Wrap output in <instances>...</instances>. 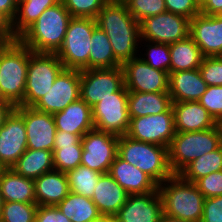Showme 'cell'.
Here are the masks:
<instances>
[{
    "label": "cell",
    "mask_w": 222,
    "mask_h": 222,
    "mask_svg": "<svg viewBox=\"0 0 222 222\" xmlns=\"http://www.w3.org/2000/svg\"><path fill=\"white\" fill-rule=\"evenodd\" d=\"M35 222H71L56 206H38Z\"/></svg>",
    "instance_id": "obj_45"
},
{
    "label": "cell",
    "mask_w": 222,
    "mask_h": 222,
    "mask_svg": "<svg viewBox=\"0 0 222 222\" xmlns=\"http://www.w3.org/2000/svg\"><path fill=\"white\" fill-rule=\"evenodd\" d=\"M96 19L72 17L60 49L56 52L64 69H88L93 30Z\"/></svg>",
    "instance_id": "obj_7"
},
{
    "label": "cell",
    "mask_w": 222,
    "mask_h": 222,
    "mask_svg": "<svg viewBox=\"0 0 222 222\" xmlns=\"http://www.w3.org/2000/svg\"><path fill=\"white\" fill-rule=\"evenodd\" d=\"M0 194L4 202L36 203L33 179L16 174L11 168L0 173Z\"/></svg>",
    "instance_id": "obj_27"
},
{
    "label": "cell",
    "mask_w": 222,
    "mask_h": 222,
    "mask_svg": "<svg viewBox=\"0 0 222 222\" xmlns=\"http://www.w3.org/2000/svg\"><path fill=\"white\" fill-rule=\"evenodd\" d=\"M72 17L96 19L104 7L103 0H61Z\"/></svg>",
    "instance_id": "obj_39"
},
{
    "label": "cell",
    "mask_w": 222,
    "mask_h": 222,
    "mask_svg": "<svg viewBox=\"0 0 222 222\" xmlns=\"http://www.w3.org/2000/svg\"><path fill=\"white\" fill-rule=\"evenodd\" d=\"M140 39L172 44L189 36L190 19L165 12L144 18L139 22Z\"/></svg>",
    "instance_id": "obj_11"
},
{
    "label": "cell",
    "mask_w": 222,
    "mask_h": 222,
    "mask_svg": "<svg viewBox=\"0 0 222 222\" xmlns=\"http://www.w3.org/2000/svg\"><path fill=\"white\" fill-rule=\"evenodd\" d=\"M198 102L216 122L222 120V86H208Z\"/></svg>",
    "instance_id": "obj_41"
},
{
    "label": "cell",
    "mask_w": 222,
    "mask_h": 222,
    "mask_svg": "<svg viewBox=\"0 0 222 222\" xmlns=\"http://www.w3.org/2000/svg\"><path fill=\"white\" fill-rule=\"evenodd\" d=\"M139 45H141L139 46V49L144 46L139 51L143 52L145 50L146 52L144 51V54L139 52L140 54H138V57H140L151 67L170 73L171 59L169 44L151 42L148 40L140 39Z\"/></svg>",
    "instance_id": "obj_36"
},
{
    "label": "cell",
    "mask_w": 222,
    "mask_h": 222,
    "mask_svg": "<svg viewBox=\"0 0 222 222\" xmlns=\"http://www.w3.org/2000/svg\"><path fill=\"white\" fill-rule=\"evenodd\" d=\"M109 174L128 194H146L158 189V184L150 176L118 154L111 164Z\"/></svg>",
    "instance_id": "obj_20"
},
{
    "label": "cell",
    "mask_w": 222,
    "mask_h": 222,
    "mask_svg": "<svg viewBox=\"0 0 222 222\" xmlns=\"http://www.w3.org/2000/svg\"><path fill=\"white\" fill-rule=\"evenodd\" d=\"M11 42H6L4 40H0V55L1 52L10 44Z\"/></svg>",
    "instance_id": "obj_53"
},
{
    "label": "cell",
    "mask_w": 222,
    "mask_h": 222,
    "mask_svg": "<svg viewBox=\"0 0 222 222\" xmlns=\"http://www.w3.org/2000/svg\"><path fill=\"white\" fill-rule=\"evenodd\" d=\"M167 12L192 19L200 13V0H164Z\"/></svg>",
    "instance_id": "obj_43"
},
{
    "label": "cell",
    "mask_w": 222,
    "mask_h": 222,
    "mask_svg": "<svg viewBox=\"0 0 222 222\" xmlns=\"http://www.w3.org/2000/svg\"><path fill=\"white\" fill-rule=\"evenodd\" d=\"M14 109L24 118L27 132V149L53 152L56 134L53 114L38 111L33 107L19 105Z\"/></svg>",
    "instance_id": "obj_16"
},
{
    "label": "cell",
    "mask_w": 222,
    "mask_h": 222,
    "mask_svg": "<svg viewBox=\"0 0 222 222\" xmlns=\"http://www.w3.org/2000/svg\"><path fill=\"white\" fill-rule=\"evenodd\" d=\"M159 222H190V221H186V220H182V219H178V218H174V217H170L166 214H162Z\"/></svg>",
    "instance_id": "obj_50"
},
{
    "label": "cell",
    "mask_w": 222,
    "mask_h": 222,
    "mask_svg": "<svg viewBox=\"0 0 222 222\" xmlns=\"http://www.w3.org/2000/svg\"><path fill=\"white\" fill-rule=\"evenodd\" d=\"M208 85L199 68L169 73V94L172 103L199 101Z\"/></svg>",
    "instance_id": "obj_21"
},
{
    "label": "cell",
    "mask_w": 222,
    "mask_h": 222,
    "mask_svg": "<svg viewBox=\"0 0 222 222\" xmlns=\"http://www.w3.org/2000/svg\"><path fill=\"white\" fill-rule=\"evenodd\" d=\"M61 0H24L17 5V11L12 20V28L18 38L31 24H33L42 12Z\"/></svg>",
    "instance_id": "obj_33"
},
{
    "label": "cell",
    "mask_w": 222,
    "mask_h": 222,
    "mask_svg": "<svg viewBox=\"0 0 222 222\" xmlns=\"http://www.w3.org/2000/svg\"><path fill=\"white\" fill-rule=\"evenodd\" d=\"M217 16H219L220 18H222V11H220Z\"/></svg>",
    "instance_id": "obj_56"
},
{
    "label": "cell",
    "mask_w": 222,
    "mask_h": 222,
    "mask_svg": "<svg viewBox=\"0 0 222 222\" xmlns=\"http://www.w3.org/2000/svg\"><path fill=\"white\" fill-rule=\"evenodd\" d=\"M91 222H115V219L112 216L101 215Z\"/></svg>",
    "instance_id": "obj_51"
},
{
    "label": "cell",
    "mask_w": 222,
    "mask_h": 222,
    "mask_svg": "<svg viewBox=\"0 0 222 222\" xmlns=\"http://www.w3.org/2000/svg\"><path fill=\"white\" fill-rule=\"evenodd\" d=\"M118 155L150 176L158 185L173 173L168 163V148L134 140L127 135L118 140Z\"/></svg>",
    "instance_id": "obj_5"
},
{
    "label": "cell",
    "mask_w": 222,
    "mask_h": 222,
    "mask_svg": "<svg viewBox=\"0 0 222 222\" xmlns=\"http://www.w3.org/2000/svg\"><path fill=\"white\" fill-rule=\"evenodd\" d=\"M163 213L174 218L201 222L205 197L195 183L185 181L179 174L158 185Z\"/></svg>",
    "instance_id": "obj_3"
},
{
    "label": "cell",
    "mask_w": 222,
    "mask_h": 222,
    "mask_svg": "<svg viewBox=\"0 0 222 222\" xmlns=\"http://www.w3.org/2000/svg\"><path fill=\"white\" fill-rule=\"evenodd\" d=\"M176 132H196L213 128L217 122L198 102L172 103Z\"/></svg>",
    "instance_id": "obj_22"
},
{
    "label": "cell",
    "mask_w": 222,
    "mask_h": 222,
    "mask_svg": "<svg viewBox=\"0 0 222 222\" xmlns=\"http://www.w3.org/2000/svg\"><path fill=\"white\" fill-rule=\"evenodd\" d=\"M162 214L163 203L157 189L146 194H129L114 219L115 222H159Z\"/></svg>",
    "instance_id": "obj_18"
},
{
    "label": "cell",
    "mask_w": 222,
    "mask_h": 222,
    "mask_svg": "<svg viewBox=\"0 0 222 222\" xmlns=\"http://www.w3.org/2000/svg\"><path fill=\"white\" fill-rule=\"evenodd\" d=\"M201 222H222V195L204 199Z\"/></svg>",
    "instance_id": "obj_44"
},
{
    "label": "cell",
    "mask_w": 222,
    "mask_h": 222,
    "mask_svg": "<svg viewBox=\"0 0 222 222\" xmlns=\"http://www.w3.org/2000/svg\"><path fill=\"white\" fill-rule=\"evenodd\" d=\"M0 40L14 42L18 40L12 28V21L0 11Z\"/></svg>",
    "instance_id": "obj_46"
},
{
    "label": "cell",
    "mask_w": 222,
    "mask_h": 222,
    "mask_svg": "<svg viewBox=\"0 0 222 222\" xmlns=\"http://www.w3.org/2000/svg\"><path fill=\"white\" fill-rule=\"evenodd\" d=\"M3 203H4V201H3V198H2V196L0 194V212H1V209L3 207Z\"/></svg>",
    "instance_id": "obj_55"
},
{
    "label": "cell",
    "mask_w": 222,
    "mask_h": 222,
    "mask_svg": "<svg viewBox=\"0 0 222 222\" xmlns=\"http://www.w3.org/2000/svg\"><path fill=\"white\" fill-rule=\"evenodd\" d=\"M17 5L16 0H0V11L12 21L17 11Z\"/></svg>",
    "instance_id": "obj_48"
},
{
    "label": "cell",
    "mask_w": 222,
    "mask_h": 222,
    "mask_svg": "<svg viewBox=\"0 0 222 222\" xmlns=\"http://www.w3.org/2000/svg\"><path fill=\"white\" fill-rule=\"evenodd\" d=\"M64 69L56 53H36L30 50L26 87L23 102L19 106L33 107Z\"/></svg>",
    "instance_id": "obj_8"
},
{
    "label": "cell",
    "mask_w": 222,
    "mask_h": 222,
    "mask_svg": "<svg viewBox=\"0 0 222 222\" xmlns=\"http://www.w3.org/2000/svg\"><path fill=\"white\" fill-rule=\"evenodd\" d=\"M36 204L57 206L70 192L66 173L52 170L33 180Z\"/></svg>",
    "instance_id": "obj_24"
},
{
    "label": "cell",
    "mask_w": 222,
    "mask_h": 222,
    "mask_svg": "<svg viewBox=\"0 0 222 222\" xmlns=\"http://www.w3.org/2000/svg\"><path fill=\"white\" fill-rule=\"evenodd\" d=\"M88 69L115 68L121 66V62L115 57L109 37L98 26L93 30L91 37Z\"/></svg>",
    "instance_id": "obj_31"
},
{
    "label": "cell",
    "mask_w": 222,
    "mask_h": 222,
    "mask_svg": "<svg viewBox=\"0 0 222 222\" xmlns=\"http://www.w3.org/2000/svg\"><path fill=\"white\" fill-rule=\"evenodd\" d=\"M26 150L24 118L13 109L0 127V164L4 168H11Z\"/></svg>",
    "instance_id": "obj_17"
},
{
    "label": "cell",
    "mask_w": 222,
    "mask_h": 222,
    "mask_svg": "<svg viewBox=\"0 0 222 222\" xmlns=\"http://www.w3.org/2000/svg\"><path fill=\"white\" fill-rule=\"evenodd\" d=\"M172 106L169 93L128 92V111L130 118L157 115Z\"/></svg>",
    "instance_id": "obj_28"
},
{
    "label": "cell",
    "mask_w": 222,
    "mask_h": 222,
    "mask_svg": "<svg viewBox=\"0 0 222 222\" xmlns=\"http://www.w3.org/2000/svg\"><path fill=\"white\" fill-rule=\"evenodd\" d=\"M222 170V144L214 151L193 160L179 175L188 182L195 183L198 179Z\"/></svg>",
    "instance_id": "obj_34"
},
{
    "label": "cell",
    "mask_w": 222,
    "mask_h": 222,
    "mask_svg": "<svg viewBox=\"0 0 222 222\" xmlns=\"http://www.w3.org/2000/svg\"><path fill=\"white\" fill-rule=\"evenodd\" d=\"M30 49L19 40L11 42L0 55V99L14 107L23 102Z\"/></svg>",
    "instance_id": "obj_4"
},
{
    "label": "cell",
    "mask_w": 222,
    "mask_h": 222,
    "mask_svg": "<svg viewBox=\"0 0 222 222\" xmlns=\"http://www.w3.org/2000/svg\"><path fill=\"white\" fill-rule=\"evenodd\" d=\"M83 136L56 130L53 150L54 170L66 173L81 165Z\"/></svg>",
    "instance_id": "obj_26"
},
{
    "label": "cell",
    "mask_w": 222,
    "mask_h": 222,
    "mask_svg": "<svg viewBox=\"0 0 222 222\" xmlns=\"http://www.w3.org/2000/svg\"><path fill=\"white\" fill-rule=\"evenodd\" d=\"M169 52L171 59L170 72L197 69L204 58L199 46L190 36L169 44Z\"/></svg>",
    "instance_id": "obj_30"
},
{
    "label": "cell",
    "mask_w": 222,
    "mask_h": 222,
    "mask_svg": "<svg viewBox=\"0 0 222 222\" xmlns=\"http://www.w3.org/2000/svg\"><path fill=\"white\" fill-rule=\"evenodd\" d=\"M172 106L163 113L130 118L126 135L134 140L169 147L175 136Z\"/></svg>",
    "instance_id": "obj_12"
},
{
    "label": "cell",
    "mask_w": 222,
    "mask_h": 222,
    "mask_svg": "<svg viewBox=\"0 0 222 222\" xmlns=\"http://www.w3.org/2000/svg\"><path fill=\"white\" fill-rule=\"evenodd\" d=\"M199 70L208 86H222V56L204 57Z\"/></svg>",
    "instance_id": "obj_40"
},
{
    "label": "cell",
    "mask_w": 222,
    "mask_h": 222,
    "mask_svg": "<svg viewBox=\"0 0 222 222\" xmlns=\"http://www.w3.org/2000/svg\"><path fill=\"white\" fill-rule=\"evenodd\" d=\"M3 169L4 167L0 164V173L2 172Z\"/></svg>",
    "instance_id": "obj_57"
},
{
    "label": "cell",
    "mask_w": 222,
    "mask_h": 222,
    "mask_svg": "<svg viewBox=\"0 0 222 222\" xmlns=\"http://www.w3.org/2000/svg\"><path fill=\"white\" fill-rule=\"evenodd\" d=\"M22 1H24V0H16L17 4L20 3V2H22Z\"/></svg>",
    "instance_id": "obj_58"
},
{
    "label": "cell",
    "mask_w": 222,
    "mask_h": 222,
    "mask_svg": "<svg viewBox=\"0 0 222 222\" xmlns=\"http://www.w3.org/2000/svg\"><path fill=\"white\" fill-rule=\"evenodd\" d=\"M80 98L91 108L124 86L121 66L80 70Z\"/></svg>",
    "instance_id": "obj_10"
},
{
    "label": "cell",
    "mask_w": 222,
    "mask_h": 222,
    "mask_svg": "<svg viewBox=\"0 0 222 222\" xmlns=\"http://www.w3.org/2000/svg\"><path fill=\"white\" fill-rule=\"evenodd\" d=\"M128 92L169 93V73L155 69L135 57L121 64Z\"/></svg>",
    "instance_id": "obj_14"
},
{
    "label": "cell",
    "mask_w": 222,
    "mask_h": 222,
    "mask_svg": "<svg viewBox=\"0 0 222 222\" xmlns=\"http://www.w3.org/2000/svg\"><path fill=\"white\" fill-rule=\"evenodd\" d=\"M105 4H125L127 0H103Z\"/></svg>",
    "instance_id": "obj_52"
},
{
    "label": "cell",
    "mask_w": 222,
    "mask_h": 222,
    "mask_svg": "<svg viewBox=\"0 0 222 222\" xmlns=\"http://www.w3.org/2000/svg\"><path fill=\"white\" fill-rule=\"evenodd\" d=\"M11 169L16 174L34 180L42 174L54 170L53 152L27 149L11 166Z\"/></svg>",
    "instance_id": "obj_29"
},
{
    "label": "cell",
    "mask_w": 222,
    "mask_h": 222,
    "mask_svg": "<svg viewBox=\"0 0 222 222\" xmlns=\"http://www.w3.org/2000/svg\"><path fill=\"white\" fill-rule=\"evenodd\" d=\"M128 196L125 189L109 173H104L100 176L91 199L101 215L114 217L125 204Z\"/></svg>",
    "instance_id": "obj_25"
},
{
    "label": "cell",
    "mask_w": 222,
    "mask_h": 222,
    "mask_svg": "<svg viewBox=\"0 0 222 222\" xmlns=\"http://www.w3.org/2000/svg\"><path fill=\"white\" fill-rule=\"evenodd\" d=\"M72 18L62 1L45 9L18 40L36 53H56L64 40Z\"/></svg>",
    "instance_id": "obj_2"
},
{
    "label": "cell",
    "mask_w": 222,
    "mask_h": 222,
    "mask_svg": "<svg viewBox=\"0 0 222 222\" xmlns=\"http://www.w3.org/2000/svg\"><path fill=\"white\" fill-rule=\"evenodd\" d=\"M217 125H218L220 133H221V143H222V120L218 121Z\"/></svg>",
    "instance_id": "obj_54"
},
{
    "label": "cell",
    "mask_w": 222,
    "mask_h": 222,
    "mask_svg": "<svg viewBox=\"0 0 222 222\" xmlns=\"http://www.w3.org/2000/svg\"><path fill=\"white\" fill-rule=\"evenodd\" d=\"M14 108L10 102L0 99V127L4 124L6 117Z\"/></svg>",
    "instance_id": "obj_49"
},
{
    "label": "cell",
    "mask_w": 222,
    "mask_h": 222,
    "mask_svg": "<svg viewBox=\"0 0 222 222\" xmlns=\"http://www.w3.org/2000/svg\"><path fill=\"white\" fill-rule=\"evenodd\" d=\"M222 11V0H200V13L218 15Z\"/></svg>",
    "instance_id": "obj_47"
},
{
    "label": "cell",
    "mask_w": 222,
    "mask_h": 222,
    "mask_svg": "<svg viewBox=\"0 0 222 222\" xmlns=\"http://www.w3.org/2000/svg\"><path fill=\"white\" fill-rule=\"evenodd\" d=\"M57 131L85 135L94 129L92 108L81 98L53 114Z\"/></svg>",
    "instance_id": "obj_23"
},
{
    "label": "cell",
    "mask_w": 222,
    "mask_h": 222,
    "mask_svg": "<svg viewBox=\"0 0 222 222\" xmlns=\"http://www.w3.org/2000/svg\"><path fill=\"white\" fill-rule=\"evenodd\" d=\"M102 174L80 165L66 172L70 192L92 198Z\"/></svg>",
    "instance_id": "obj_35"
},
{
    "label": "cell",
    "mask_w": 222,
    "mask_h": 222,
    "mask_svg": "<svg viewBox=\"0 0 222 222\" xmlns=\"http://www.w3.org/2000/svg\"><path fill=\"white\" fill-rule=\"evenodd\" d=\"M80 78V70L63 69L56 77L52 88L33 108L50 114L64 110L80 98Z\"/></svg>",
    "instance_id": "obj_15"
},
{
    "label": "cell",
    "mask_w": 222,
    "mask_h": 222,
    "mask_svg": "<svg viewBox=\"0 0 222 222\" xmlns=\"http://www.w3.org/2000/svg\"><path fill=\"white\" fill-rule=\"evenodd\" d=\"M71 222H91L101 216L91 198L72 192L56 206Z\"/></svg>",
    "instance_id": "obj_32"
},
{
    "label": "cell",
    "mask_w": 222,
    "mask_h": 222,
    "mask_svg": "<svg viewBox=\"0 0 222 222\" xmlns=\"http://www.w3.org/2000/svg\"><path fill=\"white\" fill-rule=\"evenodd\" d=\"M218 125L196 132H176L168 147V163L173 174H179L193 160L221 145Z\"/></svg>",
    "instance_id": "obj_6"
},
{
    "label": "cell",
    "mask_w": 222,
    "mask_h": 222,
    "mask_svg": "<svg viewBox=\"0 0 222 222\" xmlns=\"http://www.w3.org/2000/svg\"><path fill=\"white\" fill-rule=\"evenodd\" d=\"M189 36L204 57L222 56V18L197 14L190 20Z\"/></svg>",
    "instance_id": "obj_19"
},
{
    "label": "cell",
    "mask_w": 222,
    "mask_h": 222,
    "mask_svg": "<svg viewBox=\"0 0 222 222\" xmlns=\"http://www.w3.org/2000/svg\"><path fill=\"white\" fill-rule=\"evenodd\" d=\"M94 128L115 136L126 135L130 116L128 111V90L125 85L112 96L106 97L92 107Z\"/></svg>",
    "instance_id": "obj_9"
},
{
    "label": "cell",
    "mask_w": 222,
    "mask_h": 222,
    "mask_svg": "<svg viewBox=\"0 0 222 222\" xmlns=\"http://www.w3.org/2000/svg\"><path fill=\"white\" fill-rule=\"evenodd\" d=\"M118 140V136L95 128L88 131L81 139V165L101 174L109 173L111 164L118 154Z\"/></svg>",
    "instance_id": "obj_13"
},
{
    "label": "cell",
    "mask_w": 222,
    "mask_h": 222,
    "mask_svg": "<svg viewBox=\"0 0 222 222\" xmlns=\"http://www.w3.org/2000/svg\"><path fill=\"white\" fill-rule=\"evenodd\" d=\"M96 23L106 32L114 55L121 63L138 57L139 22L129 13L126 4H105L96 17Z\"/></svg>",
    "instance_id": "obj_1"
},
{
    "label": "cell",
    "mask_w": 222,
    "mask_h": 222,
    "mask_svg": "<svg viewBox=\"0 0 222 222\" xmlns=\"http://www.w3.org/2000/svg\"><path fill=\"white\" fill-rule=\"evenodd\" d=\"M198 190L205 198L222 195V170L212 172L195 182Z\"/></svg>",
    "instance_id": "obj_42"
},
{
    "label": "cell",
    "mask_w": 222,
    "mask_h": 222,
    "mask_svg": "<svg viewBox=\"0 0 222 222\" xmlns=\"http://www.w3.org/2000/svg\"><path fill=\"white\" fill-rule=\"evenodd\" d=\"M36 203L4 202L0 222H35Z\"/></svg>",
    "instance_id": "obj_37"
},
{
    "label": "cell",
    "mask_w": 222,
    "mask_h": 222,
    "mask_svg": "<svg viewBox=\"0 0 222 222\" xmlns=\"http://www.w3.org/2000/svg\"><path fill=\"white\" fill-rule=\"evenodd\" d=\"M129 13L138 21L167 12L164 0H127Z\"/></svg>",
    "instance_id": "obj_38"
}]
</instances>
